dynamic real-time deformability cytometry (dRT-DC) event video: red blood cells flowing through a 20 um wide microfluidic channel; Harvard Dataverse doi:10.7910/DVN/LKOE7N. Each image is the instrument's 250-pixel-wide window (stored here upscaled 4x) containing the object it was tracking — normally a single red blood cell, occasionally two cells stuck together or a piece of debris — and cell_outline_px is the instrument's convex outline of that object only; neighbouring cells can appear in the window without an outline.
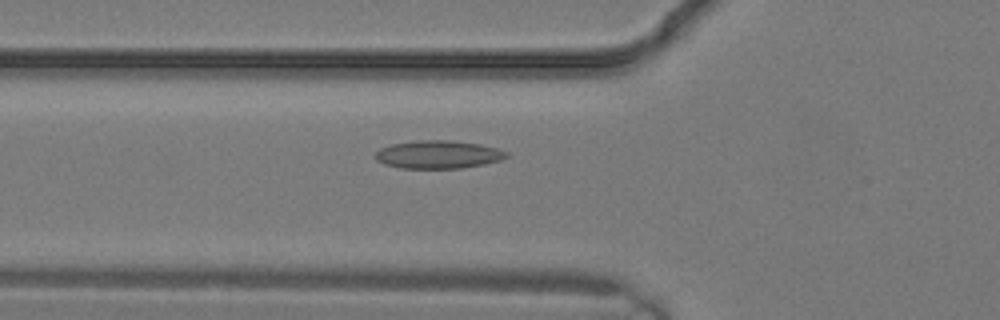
{"species": "common noctule bat (a hibernating species)", "species_latin": "Nyctalus noctula", "temperature_condition": "warm", "stored_images_in_passage": 4, "camera_frame_rate_fps": 3000, "um_per_image_px": 0.085, "animal": {"sex": "male", "body_mass_g": 19.2, "forearm_length_mm": 51.8}, "frame": {"image": 1, "passage_image": 4, "time_ms": 1.0, "image_size_px": [1000, 320], "cell_outline_px": [[508, 156], [500, 160], [484, 164], [460, 168], [400, 168], [384, 164], [376, 160], [376, 152], [380, 148], [392, 144], [420, 140], [452, 140], [480, 144], [496, 148], [508, 152]], "centroid_in_image_um": [37.25, 13.13], "position_along_channel_um": 88.6, "area_um2": 21.33}}